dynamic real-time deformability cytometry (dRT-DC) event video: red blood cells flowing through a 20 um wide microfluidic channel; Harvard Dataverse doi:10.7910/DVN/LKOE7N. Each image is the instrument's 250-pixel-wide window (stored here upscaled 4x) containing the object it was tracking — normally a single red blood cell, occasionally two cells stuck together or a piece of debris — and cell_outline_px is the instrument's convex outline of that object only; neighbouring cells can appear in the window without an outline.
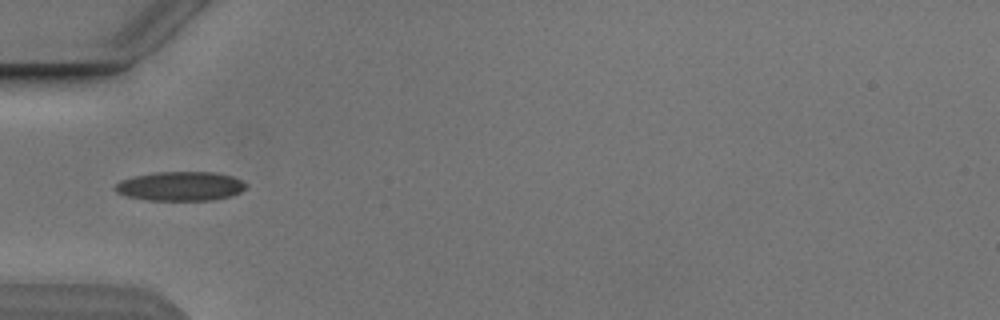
{"species": "Egyptian fruit bat (a non-hibernating species)", "species_latin": "Rousettus aegyptiacus", "temperature_condition": "cold", "stored_images_in_passage": 6, "camera_frame_rate_fps": 3000, "um_per_image_px": 0.085, "animal": {"sex": "male"}, "frame": {"image": 1, "passage_image": 6, "time_ms": 6.0, "image_size_px": [1000, 320], "cell_outline_px": [[248, 188], [232, 196], [212, 200], [148, 200], [128, 196], [116, 192], [112, 188], [120, 180], [132, 176], [152, 172], [216, 172], [232, 176], [248, 184]], "centroid_in_image_um": [15.34, 15.82], "position_along_channel_um": 69.7, "area_um2": 22.54}}